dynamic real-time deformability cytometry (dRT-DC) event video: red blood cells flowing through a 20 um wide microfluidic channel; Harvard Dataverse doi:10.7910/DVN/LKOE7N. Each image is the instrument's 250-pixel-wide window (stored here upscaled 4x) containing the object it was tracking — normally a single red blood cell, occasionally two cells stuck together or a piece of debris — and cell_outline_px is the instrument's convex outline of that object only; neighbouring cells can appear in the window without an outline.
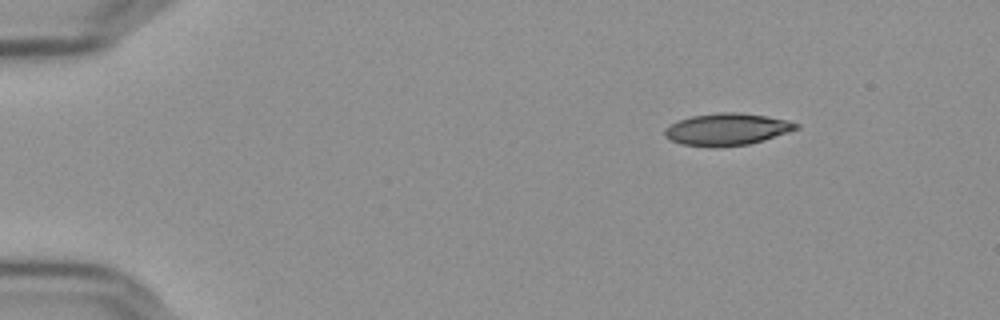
{"species": "Egyptian fruit bat (a non-hibernating species)", "species_latin": "Rousettus aegyptiacus", "temperature_condition": "cold", "stored_images_in_passage": 49, "camera_frame_rate_fps": 3000, "um_per_image_px": 0.085, "frame": {"image": 1, "passage_image": 1, "time_ms": 0.0, "image_size_px": [1000, 320], "cell_outline_px": [[800, 128], [764, 140], [748, 144], [680, 144], [664, 136], [664, 128], [680, 120], [692, 116], [720, 112], [736, 112], [764, 116], [784, 120], [800, 124]], "centroid_in_image_um": [61.81, 10.95], "position_along_channel_um": 23.2, "area_um2": 23.41}}
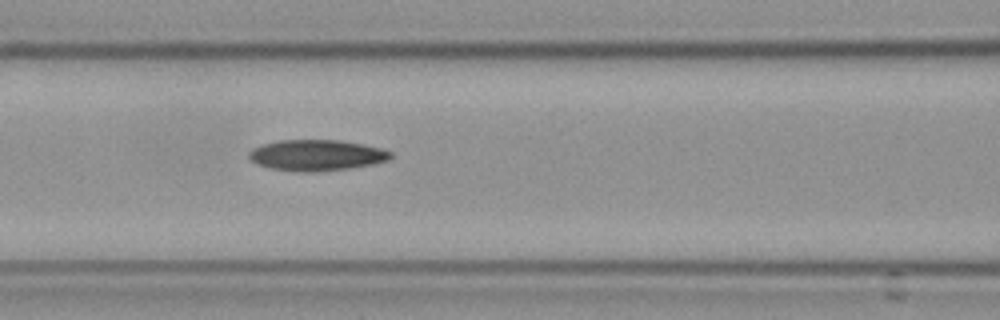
{"frame": {"image": 2, "passage_image": 18, "time_ms": 5.667, "image_size_px": [1000, 320], "cell_outline_px": [[392, 156], [388, 160], [372, 164], [352, 168], [308, 172], [304, 172], [268, 168], [256, 164], [248, 156], [248, 152], [252, 148], [276, 140], [340, 140], [364, 144], [380, 148], [392, 152]], "centroid_in_image_um": [26.89, 13.19], "position_along_channel_um": 139.7, "area_um2": 25.61}}
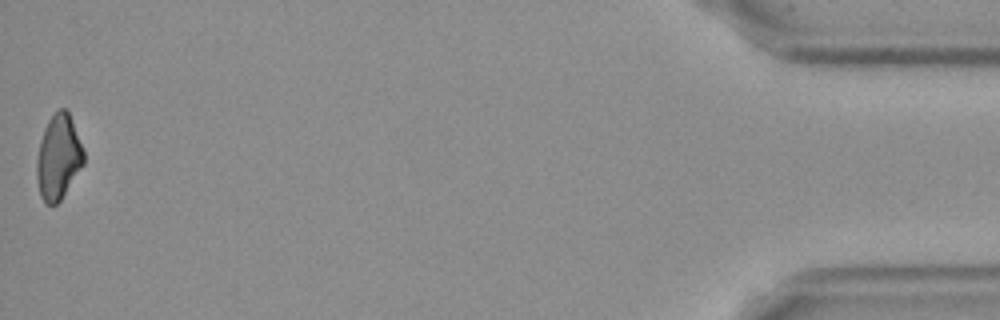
{"frame": {"image": 3, "passage_image": 49, "time_ms": 16.0, "image_size_px": [1000, 320], "cell_outline_px": [[84, 164], [60, 200], [56, 204], [44, 204], [40, 196], [36, 176], [36, 160], [40, 140], [44, 128], [48, 120], [60, 108], [64, 108], [68, 112], [84, 152]], "centroid_in_image_um": [4.94, 13.39], "position_along_channel_um": 430.3, "area_um2": 23.0}, "authors_computed_cell_mechanics": {"area_um2": 25.0852, "velocity_mm_per_s": 3.6657, "shape_relaxation_time_tau1_ms": 7.8709, "shape_relaxation_time_tau2_ms": 11.2523, "deformation_change_tau1": 0.1696, "deformation_change_tau2": 0.2152}}